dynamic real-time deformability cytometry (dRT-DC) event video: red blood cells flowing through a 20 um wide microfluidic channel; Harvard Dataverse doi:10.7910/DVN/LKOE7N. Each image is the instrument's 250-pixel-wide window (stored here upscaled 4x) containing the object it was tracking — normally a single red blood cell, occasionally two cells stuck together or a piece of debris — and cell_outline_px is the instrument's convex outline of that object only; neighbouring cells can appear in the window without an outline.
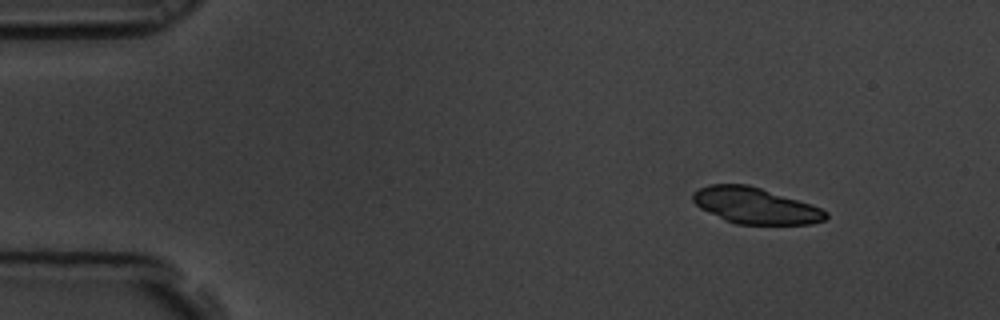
{"species": "common noctule bat (a hibernating species)", "species_latin": "Nyctalus noctula", "temperature_condition": "room temperature", "stored_images_in_passage": 52, "camera_frame_rate_fps": 3000, "um_per_image_px": 0.085, "animal": {"sex": "male", "body_mass_g": 19.5, "forearm_length_mm": 54.6}, "frame": {"image": 1, "passage_image": 1, "time_ms": 0.0, "image_size_px": [1000, 320], "cell_outline_px": [[828, 216], [824, 220], [812, 224], [736, 224], [724, 220], [700, 208], [692, 200], [692, 192], [708, 184], [748, 184], [812, 204], [828, 212]], "centroid_in_image_um": [64.19, 17.48], "position_along_channel_um": 20.8, "area_um2": 28.03}}